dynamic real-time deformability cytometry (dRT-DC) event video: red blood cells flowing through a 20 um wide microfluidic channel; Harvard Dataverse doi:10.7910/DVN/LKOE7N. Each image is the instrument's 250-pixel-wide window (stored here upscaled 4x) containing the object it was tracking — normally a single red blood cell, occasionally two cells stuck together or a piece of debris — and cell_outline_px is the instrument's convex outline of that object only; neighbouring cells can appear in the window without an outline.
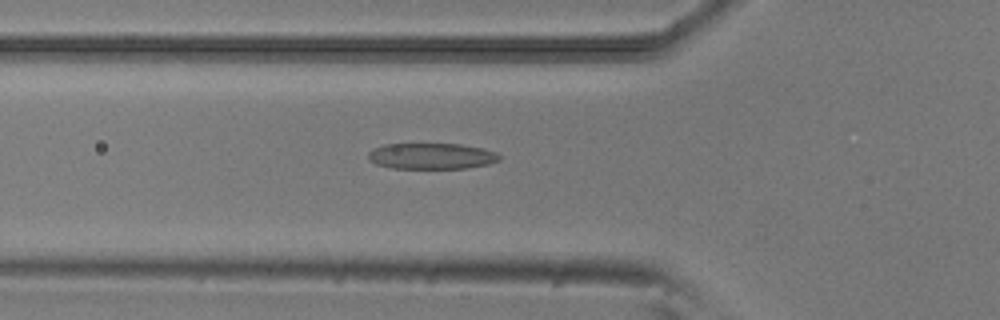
{"species": "common noctule bat (a hibernating species)", "species_latin": "Nyctalus noctula", "temperature_condition": "room temperature", "stored_images_in_passage": 42, "camera_frame_rate_fps": 3000, "um_per_image_px": 0.085, "animal": {"sex": "male", "body_mass_g": 20.5, "forearm_length_mm": 52.5}, "frame": {"image": 1, "passage_image": 15, "time_ms": 4.667, "image_size_px": [1000, 320], "cell_outline_px": [[500, 160], [488, 164], [468, 168], [392, 168], [376, 164], [368, 160], [368, 152], [372, 148], [384, 144], [460, 144], [484, 148], [496, 152], [500, 156]], "centroid_in_image_um": [36.67, 13.26], "position_along_channel_um": 89.1, "area_um2": 20.0}}
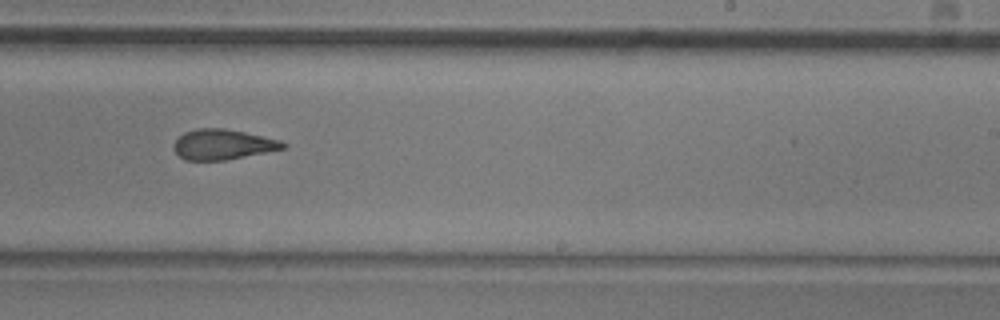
{"frame": {"image": 2, "passage_image": 29, "time_ms": 9.333, "image_size_px": [1000, 320], "cell_outline_px": [[288, 144], [284, 148], [224, 160], [184, 160], [172, 148], [172, 144], [184, 132], [196, 128], [224, 128], [244, 132], [280, 140]], "centroid_in_image_um": [18.89, 12.27], "position_along_channel_um": 270.1, "area_um2": 19.07}}
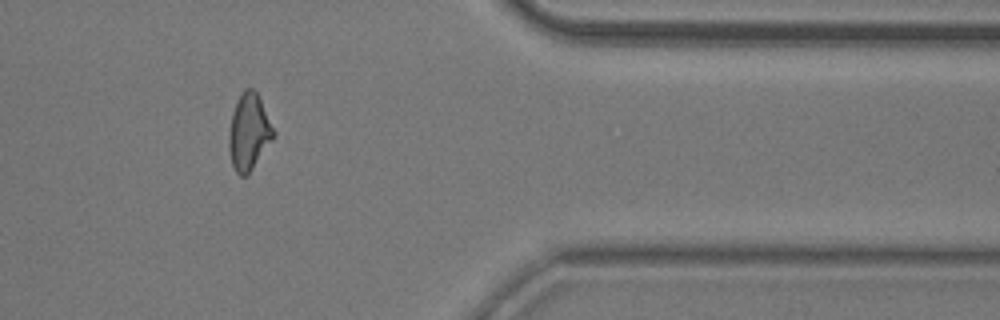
{"frame": {"image": 3, "passage_image": 40, "time_ms": 13.0, "image_size_px": [1000, 320], "cell_outline_px": [[276, 136], [248, 176], [240, 176], [236, 172], [232, 164], [228, 148], [228, 132], [232, 112], [240, 92], [244, 88], [252, 88], [256, 92], [276, 132]], "centroid_in_image_um": [21.15, 11.25], "position_along_channel_um": 390.2, "area_um2": 20.23}, "authors_computed_cell_mechanics": {"area_um2": 20.2011, "velocity_mm_per_s": 3.8616, "shape_relaxation_time_tau1_ms": 10.2749, "shape_relaxation_time_tau2_ms": 2.714, "deformation_change_tau1": 0.2565, "deformation_change_tau2": 0.1199}}